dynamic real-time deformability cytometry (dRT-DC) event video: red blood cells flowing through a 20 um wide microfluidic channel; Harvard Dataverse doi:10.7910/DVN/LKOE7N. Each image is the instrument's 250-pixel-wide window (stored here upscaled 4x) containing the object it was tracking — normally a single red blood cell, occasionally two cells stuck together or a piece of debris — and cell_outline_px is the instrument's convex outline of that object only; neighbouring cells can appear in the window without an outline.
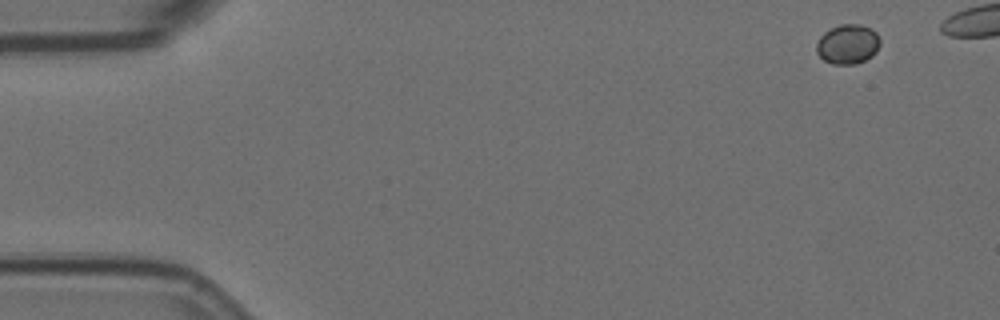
{"species": "Egyptian fruit bat (a non-hibernating species)", "species_latin": "Rousettus aegyptiacus", "temperature_condition": "room temperature", "stored_images_in_passage": 5, "camera_frame_rate_fps": 3000, "um_per_image_px": 0.085, "animal": {"sex": "female"}, "frame": {"image": 1, "passage_image": 1, "time_ms": 0.0, "image_size_px": [1000, 320], "cell_outline_px": [[880, 44], [876, 52], [872, 56], [856, 64], [832, 64], [824, 60], [816, 52], [816, 44], [820, 36], [824, 32], [840, 24], [860, 24], [872, 28], [876, 32], [880, 40]], "centroid_in_image_um": [72.06, 3.75], "position_along_channel_um": 12.9, "area_um2": 14.8}}